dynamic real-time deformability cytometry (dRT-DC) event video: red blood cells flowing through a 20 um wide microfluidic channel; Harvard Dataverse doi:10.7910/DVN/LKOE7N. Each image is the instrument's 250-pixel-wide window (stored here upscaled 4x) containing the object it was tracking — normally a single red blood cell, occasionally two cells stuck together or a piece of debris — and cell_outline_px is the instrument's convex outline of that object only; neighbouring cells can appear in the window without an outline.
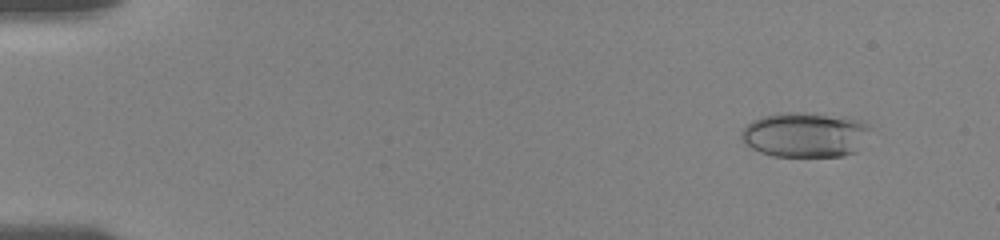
{"species": "human", "species_latin": "Homo sapiens", "temperature_condition": "room temperature", "stored_images_in_passage": 35, "camera_frame_rate_fps": 3000, "um_per_image_px": 0.085, "donor": {"sex": "female"}, "frame": {"image": 1, "passage_image": 2, "time_ms": 1.0, "image_size_px": [1000, 240], "cell_outline_px": [[868, 128], [856, 152], [844, 156], [772, 156], [760, 152], [744, 144], [740, 136], [740, 132], [752, 120], [760, 116], [780, 112], [812, 112], [848, 116], [864, 120], [868, 124]], "centroid_in_image_um": [68.39, 11.42], "position_along_channel_um": 16.6, "area_um2": 34.22}}
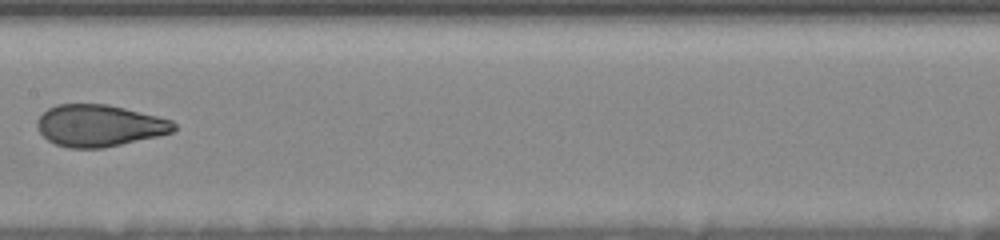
{"frame": {"image": 2, "passage_image": 16, "time_ms": 9.333, "image_size_px": [1000, 240], "cell_outline_px": [[176, 128], [172, 132], [156, 136], [104, 148], [68, 148], [56, 144], [48, 140], [40, 132], [36, 124], [40, 116], [48, 108], [56, 104], [108, 104], [172, 120], [176, 124]], "centroid_in_image_um": [8.42, 10.67], "position_along_channel_um": 199.0, "area_um2": 33.06}}
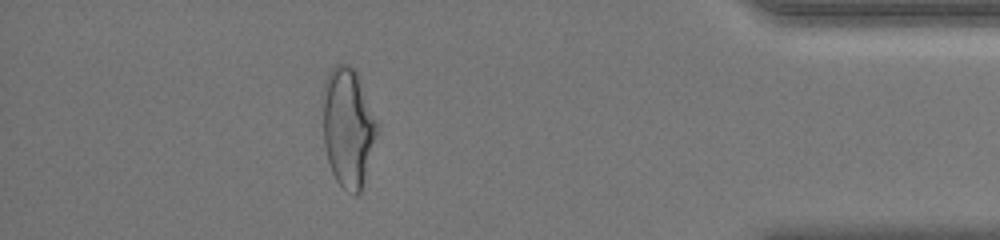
{"frame": {"image": 3, "passage_image": 29, "time_ms": 16.0, "image_size_px": [1000, 240], "cell_outline_px": [[380, 124], [360, 192], [356, 196], [344, 188], [336, 180], [332, 172], [328, 160], [324, 144], [324, 88], [328, 72], [336, 64], [348, 64], [356, 72]], "centroid_in_image_um": [29.6, 10.81], "position_along_channel_um": 405.6, "area_um2": 37.28}, "authors_computed_cell_mechanics": {"area_um2": 33.8708, "velocity_mm_per_s": 3.6514, "shape_relaxation_time_tau1_ms": 7.2629, "shape_relaxation_time_tau2_ms": 0.9374, "deformation_change_tau1": 0.1983, "deformation_change_tau2": 0.0652}}